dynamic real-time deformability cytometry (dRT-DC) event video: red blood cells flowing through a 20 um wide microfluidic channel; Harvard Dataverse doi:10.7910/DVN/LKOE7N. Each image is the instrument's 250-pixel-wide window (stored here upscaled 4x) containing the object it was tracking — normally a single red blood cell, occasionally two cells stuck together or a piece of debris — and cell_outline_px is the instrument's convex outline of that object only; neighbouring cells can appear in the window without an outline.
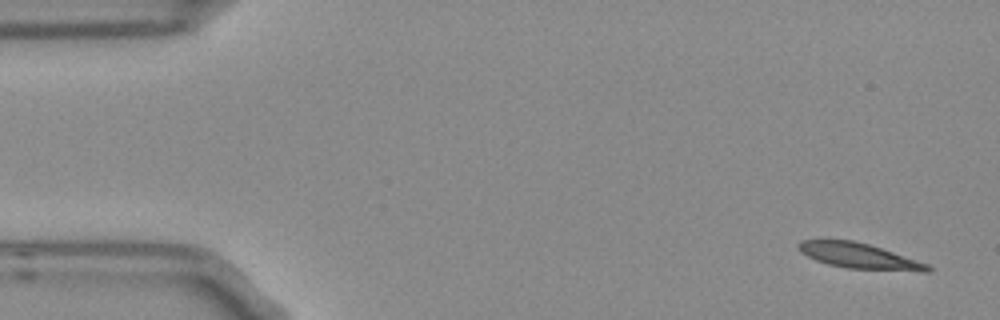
{"species": "Egyptian fruit bat (a non-hibernating species)", "species_latin": "Rousettus aegyptiacus", "temperature_condition": "room temperature", "stored_images_in_passage": 5, "segment_of_instrument_passage": [1, 2], "camera_frame_rate_fps": 3000, "um_per_image_px": 0.085, "frame": {"image": 1, "passage_image": 1, "time_ms": 0.0, "image_size_px": [1000, 320], "cell_outline_px": [[932, 268], [928, 272], [924, 272], [848, 268], [828, 264], [816, 260], [808, 256], [796, 244], [800, 240], [852, 240], [868, 244], [928, 264]], "centroid_in_image_um": [73.04, 21.76], "position_along_channel_um": 12.0, "area_um2": 18.73}}
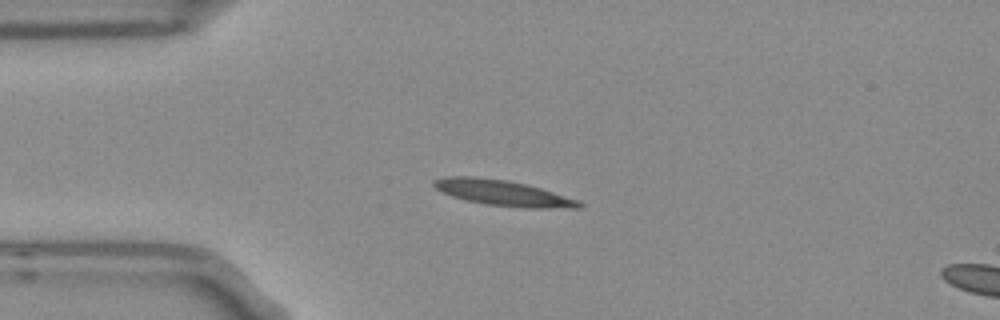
{"frame": {"image": 2, "passage_image": 4, "time_ms": 1.0, "image_size_px": [1000, 320], "cell_outline_px": [[584, 204], [580, 208], [524, 208], [484, 204], [452, 196], [436, 188], [432, 184], [432, 180], [444, 176], [472, 176], [508, 180], [540, 188], [576, 200]], "centroid_in_image_um": [42.7, 16.39], "position_along_channel_um": 42.3, "area_um2": 21.44}}